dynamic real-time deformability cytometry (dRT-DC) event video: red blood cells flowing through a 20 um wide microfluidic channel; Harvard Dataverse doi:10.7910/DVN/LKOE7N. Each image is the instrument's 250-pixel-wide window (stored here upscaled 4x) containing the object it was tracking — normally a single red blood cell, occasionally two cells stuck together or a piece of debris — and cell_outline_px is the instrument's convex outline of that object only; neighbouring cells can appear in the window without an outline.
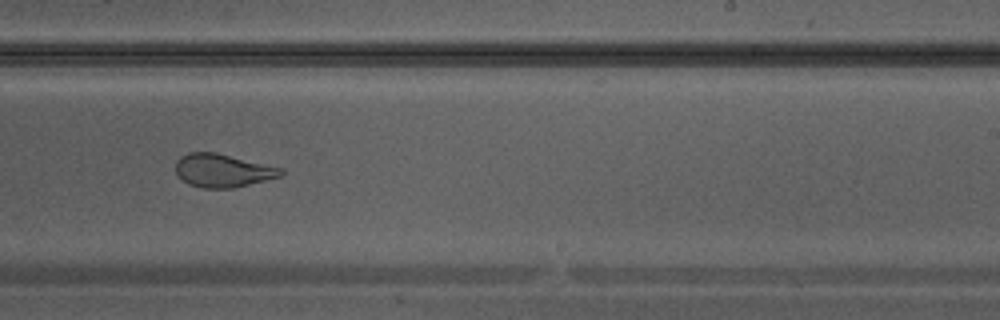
{"species": "Egyptian fruit bat (a non-hibernating species)", "species_latin": "Rousettus aegyptiacus", "temperature_condition": "warm", "stored_images_in_passage": 31, "camera_frame_rate_fps": 3000, "um_per_image_px": 0.085, "animal": {"sex": "male"}, "frame": {"image": 1, "passage_image": 18, "time_ms": 5.667, "image_size_px": [1000, 320], "cell_outline_px": [[284, 172], [280, 176], [232, 188], [204, 188], [188, 184], [176, 176], [176, 160], [180, 156], [188, 152], [216, 152], [284, 168]], "centroid_in_image_um": [18.89, 14.48], "position_along_channel_um": 270.1, "area_um2": 20.46}}